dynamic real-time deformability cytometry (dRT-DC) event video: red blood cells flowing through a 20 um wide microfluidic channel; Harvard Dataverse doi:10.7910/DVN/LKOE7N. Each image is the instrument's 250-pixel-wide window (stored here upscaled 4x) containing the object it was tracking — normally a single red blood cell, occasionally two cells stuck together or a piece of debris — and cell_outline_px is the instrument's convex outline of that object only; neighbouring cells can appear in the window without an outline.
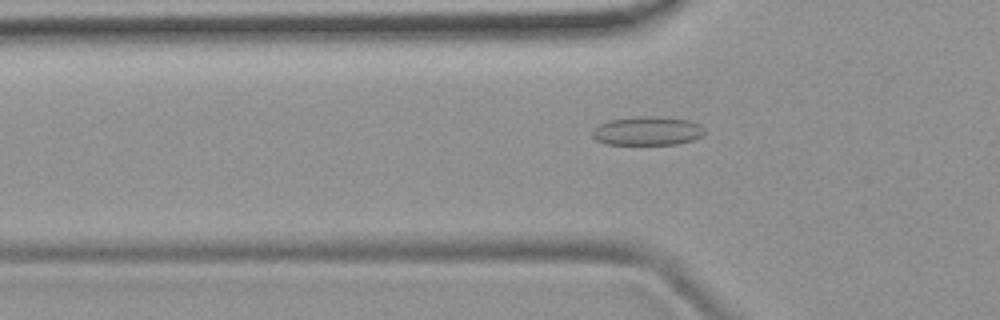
{"species": "common noctule bat (a hibernating species)", "species_latin": "Nyctalus noctula", "temperature_condition": "room temperature", "stored_images_in_passage": 51, "camera_frame_rate_fps": 3000, "um_per_image_px": 0.085, "animal": {"sex": "female", "body_mass_g": 19.9}, "frame": {"image": 1, "passage_image": 16, "time_ms": 5.0, "image_size_px": [1000, 320], "cell_outline_px": [[704, 132], [700, 136], [692, 140], [676, 144], [608, 144], [596, 140], [592, 136], [592, 128], [608, 120], [640, 116], [660, 116], [688, 120], [700, 124], [704, 128]], "centroid_in_image_um": [55.0, 11.12], "position_along_channel_um": 70.8, "area_um2": 18.84}}
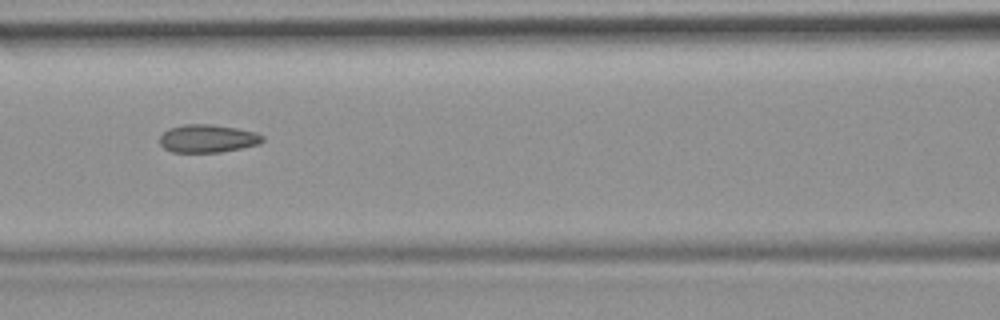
{"frame": {"image": 2, "passage_image": 22, "time_ms": 7.0, "image_size_px": [1000, 320], "cell_outline_px": [[264, 140], [260, 144], [220, 152], [172, 152], [164, 148], [160, 144], [160, 136], [168, 128], [184, 124], [212, 124], [236, 128], [256, 132], [264, 136]], "centroid_in_image_um": [17.65, 11.77], "position_along_channel_um": 148.9, "area_um2": 16.82}}
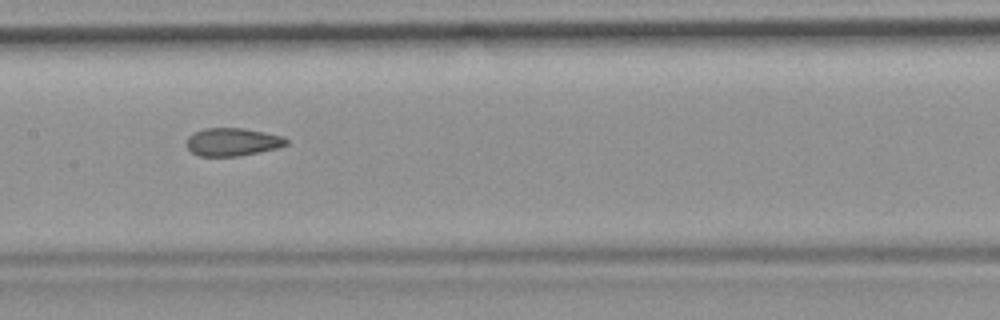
{"frame": {"image": 3, "passage_image": 25, "time_ms": 8.0, "image_size_px": [1000, 320], "cell_outline_px": [[288, 144], [280, 148], [240, 156], [200, 156], [192, 152], [188, 148], [188, 136], [204, 128], [244, 128], [284, 136], [288, 140]], "centroid_in_image_um": [19.83, 12.07], "position_along_channel_um": 187.6, "area_um2": 16.3}, "authors_computed_cell_mechanics": {"area_um2": 17.1088, "velocity_mm_per_s": 3.8774, "shape_relaxation_time_tau1_ms": null, "shape_relaxation_time_tau2_ms": 1.6631, "deformation_change_tau1": null, "deformation_change_tau2": 0.0684}}